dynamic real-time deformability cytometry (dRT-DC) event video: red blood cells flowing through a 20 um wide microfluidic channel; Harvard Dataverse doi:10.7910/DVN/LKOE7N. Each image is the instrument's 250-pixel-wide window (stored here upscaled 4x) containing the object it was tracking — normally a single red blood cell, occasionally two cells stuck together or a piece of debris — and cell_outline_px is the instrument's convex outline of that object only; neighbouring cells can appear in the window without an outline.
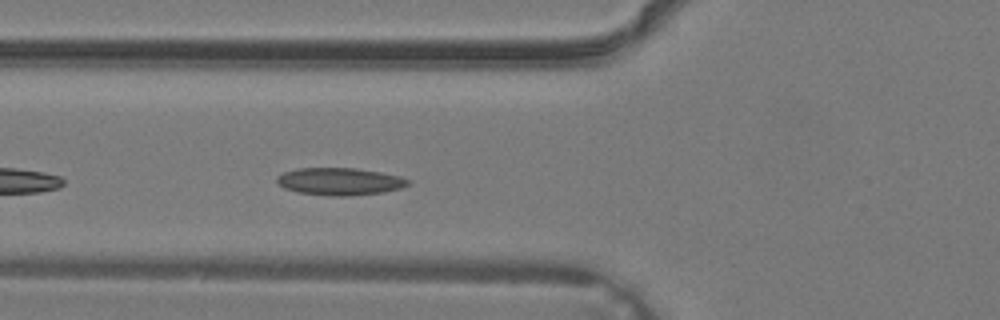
{"species": "common noctule bat (a hibernating species)", "species_latin": "Nyctalus noctula", "temperature_condition": "warm", "stored_images_in_passage": 21, "camera_frame_rate_fps": 3000, "um_per_image_px": 0.085, "animal": {"sex": "male", "body_mass_g": 19.2, "forearm_length_mm": 51.8}, "frame": {"image": 1, "passage_image": 3, "time_ms": 0.667, "image_size_px": [1000, 320], "cell_outline_px": [[412, 180], [408, 184], [400, 188], [384, 192], [348, 196], [328, 196], [296, 192], [284, 188], [276, 184], [276, 176], [284, 172], [296, 168], [356, 168], [380, 172], [400, 176]], "centroid_in_image_um": [28.84, 15.42], "position_along_channel_um": 97.0, "area_um2": 21.15}}
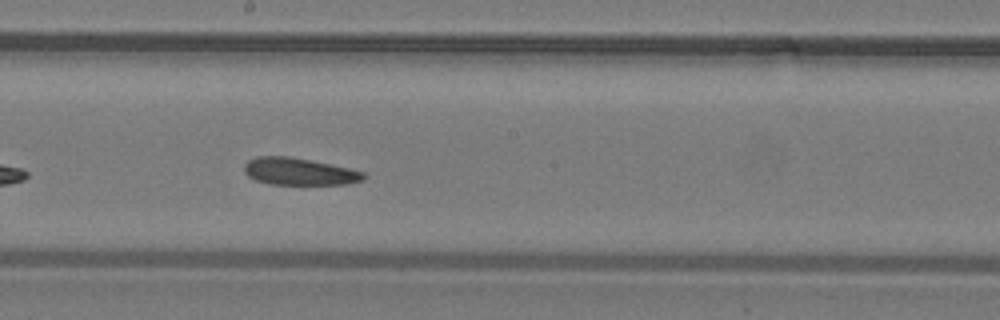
{"frame": {"image": 2, "passage_image": 10, "time_ms": 3.0, "image_size_px": [1000, 320], "cell_outline_px": [[368, 176], [364, 180], [348, 184], [272, 184], [256, 180], [248, 176], [244, 172], [244, 164], [248, 160], [256, 156], [288, 156], [348, 168], [364, 172]], "centroid_in_image_um": [25.43, 14.58], "position_along_channel_um": 222.8, "area_um2": 18.79}}
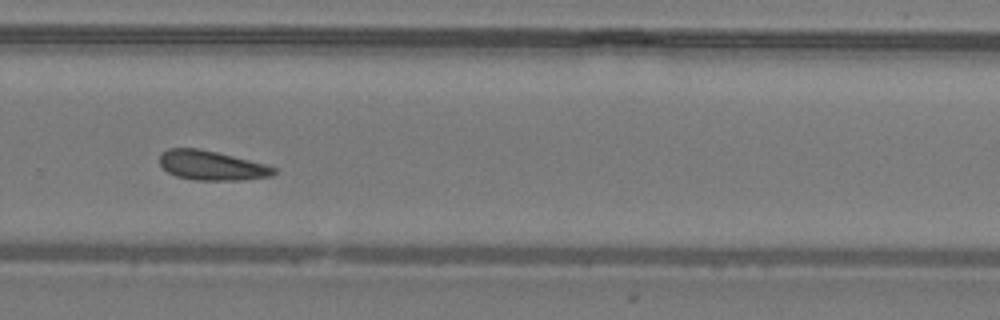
{"frame": {"image": 3, "passage_image": 15, "time_ms": 4.667, "image_size_px": [1000, 320], "cell_outline_px": [[276, 172], [272, 176], [240, 180], [196, 180], [176, 176], [168, 172], [160, 164], [160, 152], [168, 148], [200, 148], [268, 164], [276, 168]], "centroid_in_image_um": [18.0, 14.05], "position_along_channel_um": 311.8, "area_um2": 19.77}}